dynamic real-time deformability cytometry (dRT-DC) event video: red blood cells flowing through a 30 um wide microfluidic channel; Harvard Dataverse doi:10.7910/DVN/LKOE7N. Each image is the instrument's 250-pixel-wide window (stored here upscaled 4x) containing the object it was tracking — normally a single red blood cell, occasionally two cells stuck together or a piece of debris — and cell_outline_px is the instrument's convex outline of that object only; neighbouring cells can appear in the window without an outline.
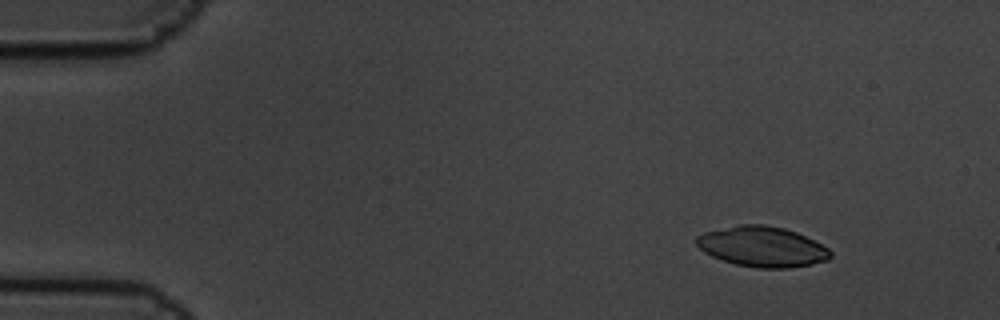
{"species": "common noctule bat (a hibernating species)", "species_latin": "Nyctalus noctula", "temperature_condition": "cold", "stored_images_in_passage": 5, "segment_of_instrument_passage": [1, 2], "camera_frame_rate_fps": 3000, "um_per_image_px": 0.085, "animal": {"sex": "male", "body_mass_g": 19.5, "forearm_length_mm": 54.6}, "frame": {"image": 1, "passage_image": 1, "time_ms": 0.0, "image_size_px": [1000, 320], "cell_outline_px": [[832, 256], [828, 260], [812, 264], [788, 268], [756, 268], [736, 264], [712, 256], [704, 252], [696, 244], [696, 236], [704, 232], [740, 224], [764, 224], [784, 228], [796, 232], [828, 248], [832, 252]], "centroid_in_image_um": [64.79, 20.96], "position_along_channel_um": 20.2, "area_um2": 31.39}}